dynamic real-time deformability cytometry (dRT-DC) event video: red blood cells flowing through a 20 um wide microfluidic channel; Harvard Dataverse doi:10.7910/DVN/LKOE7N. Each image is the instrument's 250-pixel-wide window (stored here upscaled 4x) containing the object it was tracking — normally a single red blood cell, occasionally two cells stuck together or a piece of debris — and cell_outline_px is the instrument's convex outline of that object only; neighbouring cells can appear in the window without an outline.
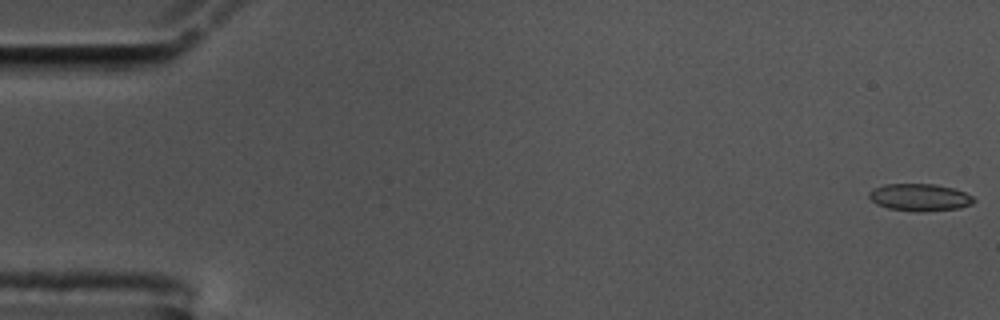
{"species": "common noctule bat (a hibernating species)", "species_latin": "Nyctalus noctula", "temperature_condition": "cold", "stored_images_in_passage": 51, "camera_frame_rate_fps": 3000, "um_per_image_px": 0.085, "animal": {"sex": "male", "body_mass_g": 17.5, "forearm_length_mm": 52.3}, "frame": {"image": 1, "passage_image": 1, "time_ms": 0.0, "image_size_px": [1000, 320], "cell_outline_px": [[976, 200], [972, 204], [960, 208], [888, 208], [876, 204], [868, 196], [868, 192], [872, 188], [884, 184], [936, 184], [952, 188], [964, 192], [972, 196]], "centroid_in_image_um": [78.14, 16.7], "position_along_channel_um": 6.9, "area_um2": 15.66}}
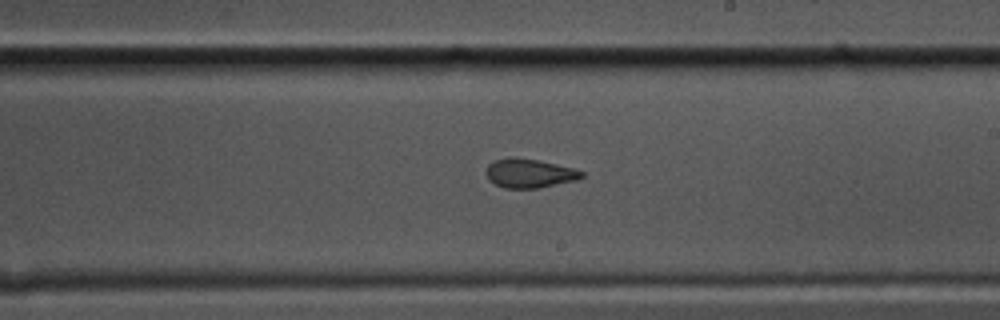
{"frame": {"image": 2, "passage_image": 33, "time_ms": 10.667, "image_size_px": [1000, 320], "cell_outline_px": [[584, 176], [576, 180], [540, 188], [504, 188], [488, 180], [484, 172], [488, 164], [496, 160], [512, 156], [516, 156], [540, 160], [572, 168], [584, 172]], "centroid_in_image_um": [44.96, 14.72], "position_along_channel_um": 244.0, "area_um2": 16.36}}
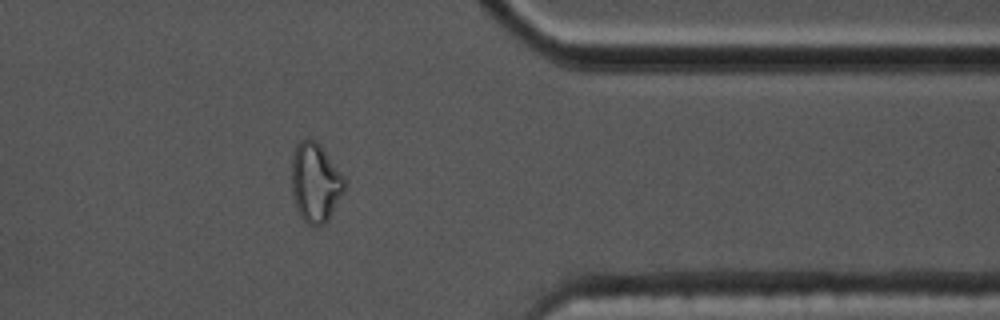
{"frame": {"image": 3, "passage_image": 46, "time_ms": 15.0, "image_size_px": [1000, 320], "cell_outline_px": [[348, 180], [344, 192], [328, 220], [324, 224], [316, 228], [308, 224], [300, 216], [296, 208], [292, 196], [292, 156], [296, 144], [300, 140], [308, 136], [316, 140], [320, 144]], "centroid_in_image_um": [26.82, 15.5], "position_along_channel_um": 384.6, "area_um2": 25.14}}